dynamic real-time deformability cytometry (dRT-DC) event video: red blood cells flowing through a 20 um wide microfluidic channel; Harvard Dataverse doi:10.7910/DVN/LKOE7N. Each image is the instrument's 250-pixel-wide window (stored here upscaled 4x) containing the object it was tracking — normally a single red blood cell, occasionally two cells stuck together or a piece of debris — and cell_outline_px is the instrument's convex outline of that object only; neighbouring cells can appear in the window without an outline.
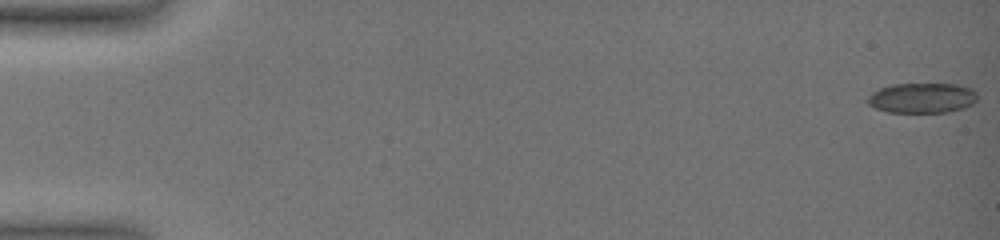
{"species": "common noctule bat (a hibernating species)", "species_latin": "Nyctalus noctula", "temperature_condition": "warm", "stored_images_in_passage": 14, "camera_frame_rate_fps": 3000, "um_per_image_px": 0.085, "animal": {"sex": "female", "body_mass_g": 19.0, "forearm_length_mm": 51.5}, "frame": {"image": 1, "passage_image": 1, "time_ms": 0.0, "image_size_px": [1000, 240], "cell_outline_px": [[976, 100], [972, 104], [964, 108], [948, 112], [888, 112], [876, 108], [868, 104], [864, 100], [872, 92], [880, 88], [892, 84], [960, 84], [972, 88], [976, 92]], "centroid_in_image_um": [78.37, 8.32], "position_along_channel_um": 6.6, "area_um2": 19.42}}
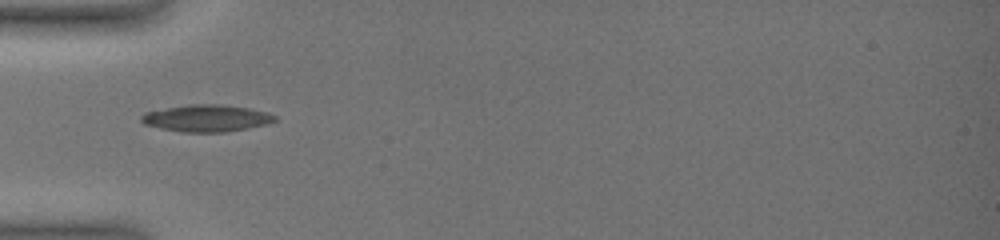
{"frame": {"image": 2, "passage_image": 9, "time_ms": 6.0, "image_size_px": [1000, 240], "cell_outline_px": [[276, 120], [268, 124], [248, 128], [224, 132], [180, 132], [160, 128], [144, 124], [140, 120], [140, 116], [144, 112], [188, 104], [220, 104], [248, 108], [268, 112], [276, 116]], "centroid_in_image_um": [17.54, 10.05], "position_along_channel_um": 67.5, "area_um2": 21.04}}
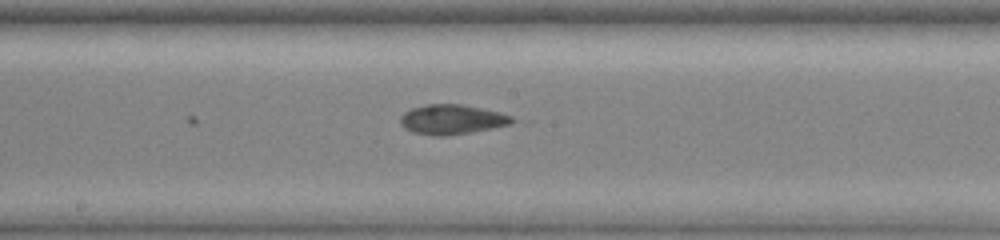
{"frame": {"image": 3, "passage_image": 13, "time_ms": 9.667, "image_size_px": [1000, 240], "cell_outline_px": [[520, 120], [512, 124], [472, 132], [444, 136], [432, 136], [412, 132], [404, 128], [400, 124], [400, 116], [404, 112], [412, 108], [424, 104], [460, 104], [500, 112], [512, 116]], "centroid_in_image_um": [38.43, 10.16], "position_along_channel_um": 209.8, "area_um2": 19.65}}